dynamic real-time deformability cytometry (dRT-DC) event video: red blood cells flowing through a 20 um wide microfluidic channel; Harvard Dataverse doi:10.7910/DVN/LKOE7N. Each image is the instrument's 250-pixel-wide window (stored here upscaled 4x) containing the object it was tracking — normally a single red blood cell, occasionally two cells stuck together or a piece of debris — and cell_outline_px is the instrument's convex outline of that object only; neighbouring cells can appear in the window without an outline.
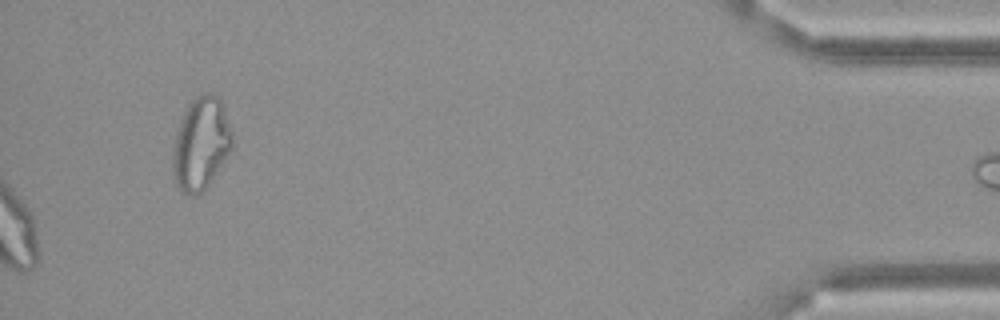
{"species": "Egyptian fruit bat (a non-hibernating species)", "species_latin": "Rousettus aegyptiacus", "temperature_condition": "cold", "stored_images_in_passage": 58, "camera_frame_rate_fps": 3000, "um_per_image_px": 0.085, "frame": {"image": 1, "passage_image": 58, "time_ms": 19.0, "image_size_px": [1000, 320], "cell_outline_px": [[232, 148], [208, 184], [200, 192], [192, 196], [180, 192], [176, 184], [172, 168], [172, 156], [176, 132], [184, 112], [188, 104], [200, 92], [212, 92], [220, 96], [224, 104], [232, 132]], "centroid_in_image_um": [17.08, 12.15], "position_along_channel_um": 418.1, "area_um2": 32.25}}